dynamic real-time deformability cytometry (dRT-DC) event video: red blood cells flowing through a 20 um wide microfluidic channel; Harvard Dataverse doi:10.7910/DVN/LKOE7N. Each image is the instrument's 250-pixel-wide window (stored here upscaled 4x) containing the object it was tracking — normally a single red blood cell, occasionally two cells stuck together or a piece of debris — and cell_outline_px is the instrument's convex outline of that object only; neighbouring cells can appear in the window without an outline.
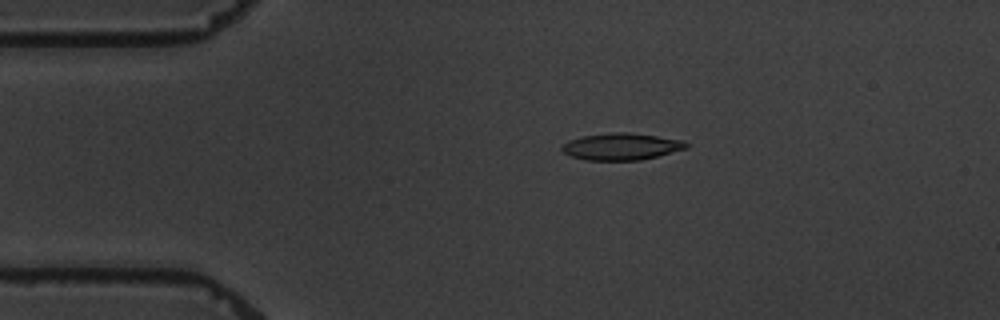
{"species": "common noctule bat (a hibernating species)", "species_latin": "Nyctalus noctula", "temperature_condition": "warm", "stored_images_in_passage": 9, "camera_frame_rate_fps": 3000, "um_per_image_px": 0.085, "animal": {"sex": "male", "body_mass_g": 19.5, "forearm_length_mm": 54.6}, "frame": {"image": 1, "passage_image": 4, "time_ms": 3.333, "image_size_px": [1000, 320], "cell_outline_px": [[688, 148], [640, 160], [584, 160], [572, 156], [564, 152], [560, 148], [568, 140], [584, 136], [612, 132], [628, 132], [684, 140], [688, 144]], "centroid_in_image_um": [52.82, 12.45], "position_along_channel_um": 32.2, "area_um2": 19.31}}
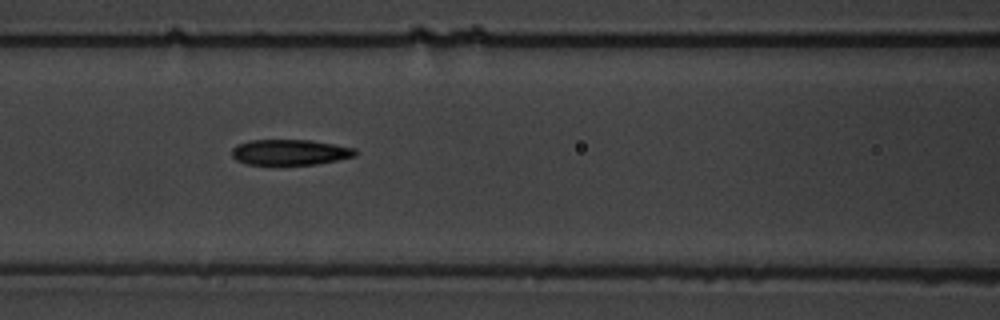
{"frame": {"image": 2, "passage_image": 7, "time_ms": 7.667, "image_size_px": [1000, 320], "cell_outline_px": [[356, 156], [316, 164], [244, 164], [236, 160], [232, 156], [232, 148], [236, 144], [252, 140], [312, 140], [356, 148]], "centroid_in_image_um": [24.63, 12.93], "position_along_channel_um": 142.0, "area_um2": 18.38}}
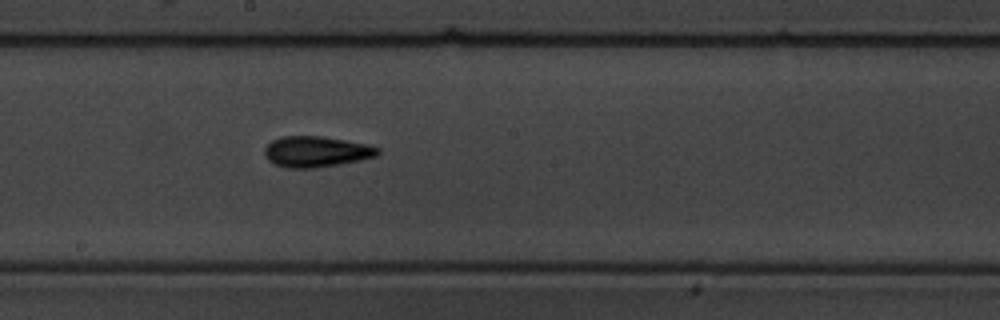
{"frame": {"image": 3, "passage_image": 9, "time_ms": 10.0, "image_size_px": [1000, 320], "cell_outline_px": [[380, 152], [376, 156], [360, 160], [316, 168], [288, 168], [276, 164], [268, 160], [264, 156], [264, 148], [272, 140], [280, 136], [320, 136], [368, 144], [380, 148]], "centroid_in_image_um": [26.86, 12.89], "position_along_channel_um": 221.3, "area_um2": 20.35}}